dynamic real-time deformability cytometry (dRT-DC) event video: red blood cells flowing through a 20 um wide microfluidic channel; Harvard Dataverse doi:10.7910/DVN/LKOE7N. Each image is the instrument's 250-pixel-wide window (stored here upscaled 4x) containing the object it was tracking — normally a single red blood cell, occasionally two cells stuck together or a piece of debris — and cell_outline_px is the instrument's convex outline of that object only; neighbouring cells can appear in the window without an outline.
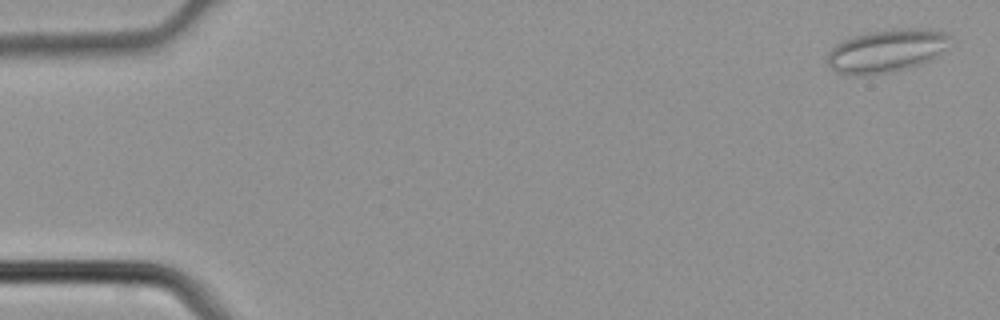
{"species": "common noctule bat (a hibernating species)", "species_latin": "Nyctalus noctula", "temperature_condition": "cold", "stored_images_in_passage": 4, "camera_frame_rate_fps": 3000, "um_per_image_px": 0.085, "animal": {"sex": "male", "body_mass_g": 21.5, "forearm_length_mm": 52.0}, "frame": {"image": 1, "passage_image": 1, "time_ms": 0.0, "image_size_px": [1000, 320], "cell_outline_px": [[956, 40], [932, 60], [920, 64], [888, 72], [868, 76], [852, 76], [836, 72], [828, 64], [828, 52], [836, 44], [844, 40], [868, 32], [892, 28], [928, 28], [944, 32], [952, 36]], "centroid_in_image_um": [75.42, 4.31], "position_along_channel_um": 9.6, "area_um2": 31.27}}